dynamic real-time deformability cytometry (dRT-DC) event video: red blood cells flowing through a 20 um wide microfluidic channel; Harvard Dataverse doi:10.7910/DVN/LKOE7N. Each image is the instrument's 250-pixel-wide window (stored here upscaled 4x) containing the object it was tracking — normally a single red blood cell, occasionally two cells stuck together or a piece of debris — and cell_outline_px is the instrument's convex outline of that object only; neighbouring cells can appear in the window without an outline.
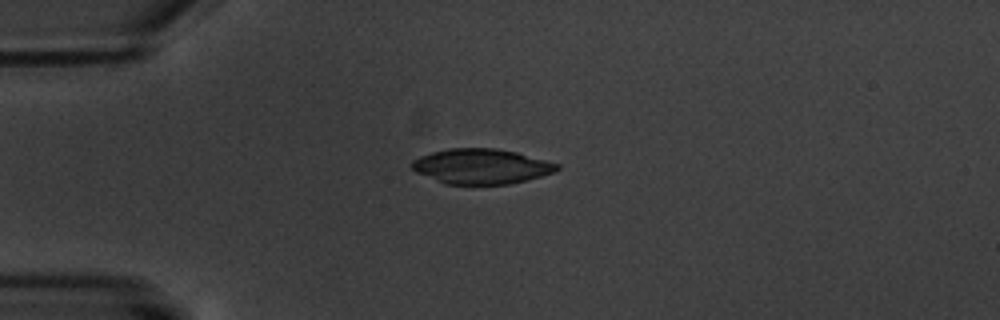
{"species": "common noctule bat (a hibernating species)", "species_latin": "Nyctalus noctula", "temperature_condition": "warm", "stored_images_in_passage": 6, "camera_frame_rate_fps": 3000, "um_per_image_px": 0.085, "animal": {"sex": "male", "body_mass_g": 20.1, "forearm_length_mm": 53.5}, "frame": {"image": 1, "passage_image": 1, "time_ms": 0.0, "image_size_px": [1000, 320], "cell_outline_px": [[560, 168], [556, 172], [508, 184], [444, 184], [416, 172], [412, 168], [412, 160], [420, 156], [432, 152], [448, 148], [496, 148], [516, 152], [560, 164]], "centroid_in_image_um": [40.9, 14.13], "position_along_channel_um": 44.1, "area_um2": 29.59}}
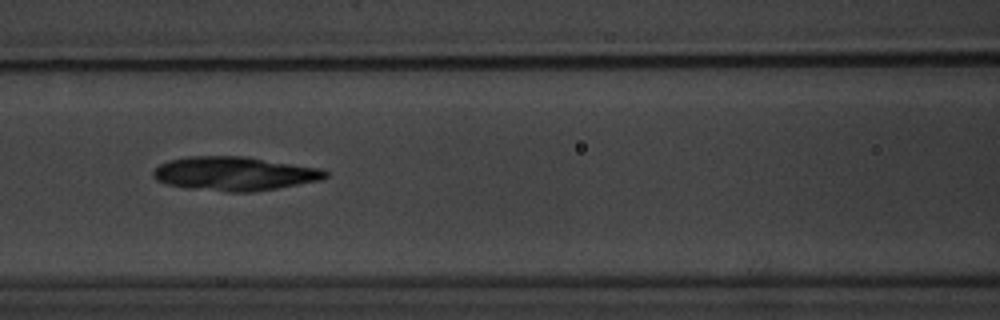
{"frame": {"image": 2, "passage_image": 4, "time_ms": 3.667, "image_size_px": [1000, 320], "cell_outline_px": [[328, 176], [320, 180], [276, 188], [252, 192], [228, 192], [188, 188], [168, 184], [156, 180], [152, 176], [152, 172], [160, 164], [168, 160], [188, 156], [248, 156], [320, 168], [328, 172]], "centroid_in_image_um": [19.92, 14.75], "position_along_channel_um": 146.7, "area_um2": 34.1}}